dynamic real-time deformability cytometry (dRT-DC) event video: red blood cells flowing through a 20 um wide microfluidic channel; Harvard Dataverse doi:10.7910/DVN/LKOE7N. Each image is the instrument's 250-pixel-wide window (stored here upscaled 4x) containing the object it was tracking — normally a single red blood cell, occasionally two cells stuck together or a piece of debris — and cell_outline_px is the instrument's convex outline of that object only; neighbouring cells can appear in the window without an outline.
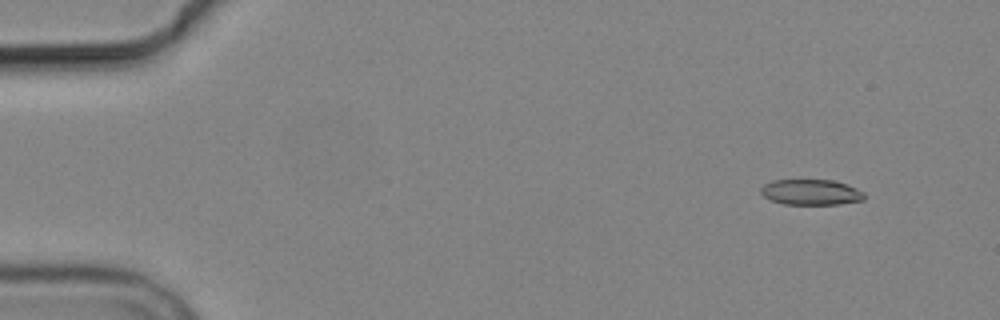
{"species": "common noctule bat (a hibernating species)", "species_latin": "Nyctalus noctula", "temperature_condition": "cold", "stored_images_in_passage": 9, "camera_frame_rate_fps": 3000, "um_per_image_px": 0.085, "animal": {"sex": "male", "body_mass_g": 19.2, "forearm_length_mm": 51.8}, "frame": {"image": 1, "passage_image": 2, "time_ms": 1.0, "image_size_px": [1000, 320], "cell_outline_px": [[864, 200], [840, 204], [784, 204], [772, 200], [764, 196], [760, 192], [760, 188], [764, 184], [772, 180], [832, 180], [848, 184], [864, 192]], "centroid_in_image_um": [68.94, 16.33], "position_along_channel_um": 16.1, "area_um2": 15.43}}
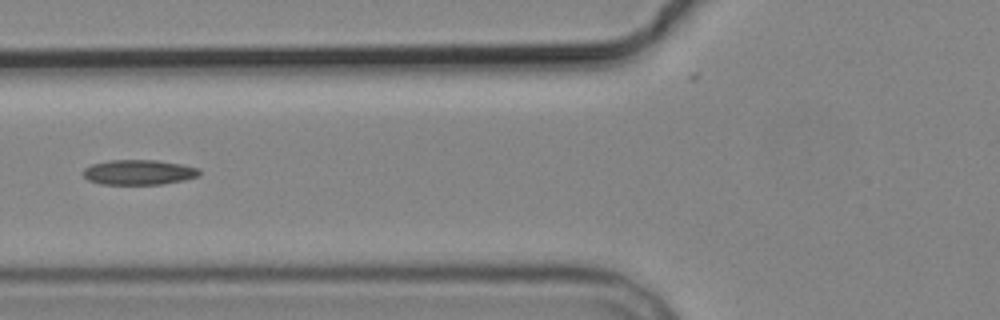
{"frame": {"image": 2, "passage_image": 6, "time_ms": 6.667, "image_size_px": [1000, 320], "cell_outline_px": [[200, 176], [184, 180], [164, 184], [100, 184], [88, 180], [80, 172], [84, 168], [92, 164], [108, 160], [156, 160], [180, 164], [200, 168]], "centroid_in_image_um": [11.78, 14.64], "position_along_channel_um": 114.0, "area_um2": 17.11}}
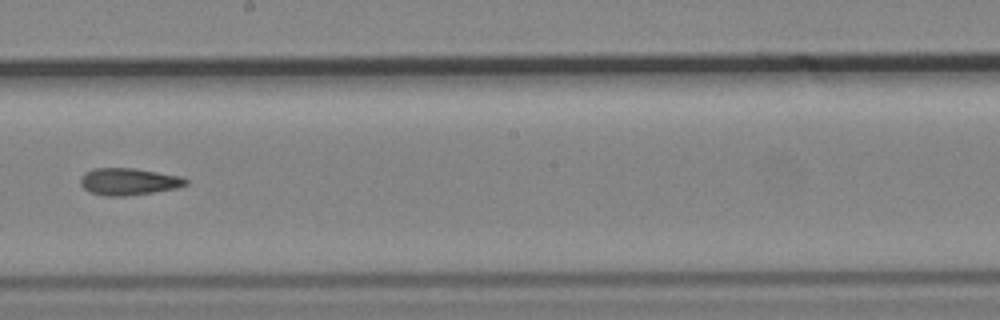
{"frame": {"image": 3, "passage_image": 9, "time_ms": 10.0, "image_size_px": [1000, 320], "cell_outline_px": [[188, 184], [176, 188], [152, 192], [124, 196], [104, 196], [92, 192], [84, 188], [80, 184], [80, 176], [84, 172], [92, 168], [132, 168], [180, 176], [188, 180]], "centroid_in_image_um": [10.89, 15.43], "position_along_channel_um": 237.3, "area_um2": 16.47}}